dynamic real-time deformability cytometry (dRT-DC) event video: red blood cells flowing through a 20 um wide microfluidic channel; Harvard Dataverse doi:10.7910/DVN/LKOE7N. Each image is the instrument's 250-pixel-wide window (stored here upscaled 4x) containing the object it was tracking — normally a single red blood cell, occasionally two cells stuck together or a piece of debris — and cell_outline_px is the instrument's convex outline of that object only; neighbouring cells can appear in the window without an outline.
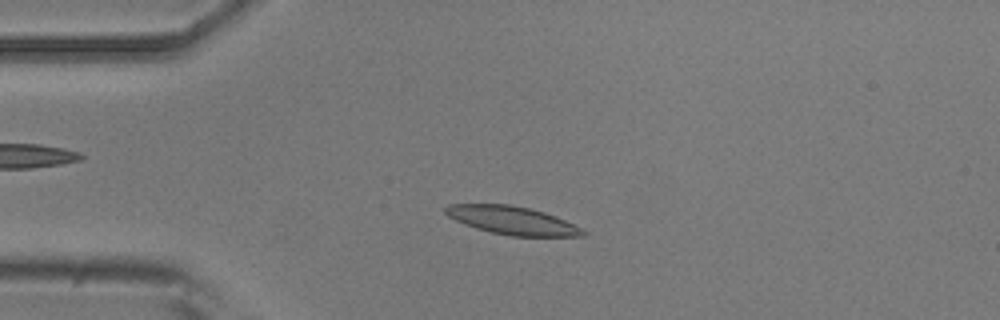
{"species": "common noctule bat (a hibernating species)", "species_latin": "Nyctalus noctula", "temperature_condition": "room temperature", "stored_images_in_passage": 53, "camera_frame_rate_fps": 3000, "um_per_image_px": 0.085, "animal": {"sex": "male", "body_mass_g": 20.5, "forearm_length_mm": 52.5}, "frame": {"image": 1, "passage_image": 12, "time_ms": 3.667, "image_size_px": [1000, 320], "cell_outline_px": [[588, 236], [512, 236], [492, 232], [476, 228], [464, 224], [448, 216], [444, 212], [444, 208], [448, 204], [512, 204], [544, 212], [556, 216], [588, 232]], "centroid_in_image_um": [43.54, 18.73], "position_along_channel_um": 41.5, "area_um2": 22.48}}
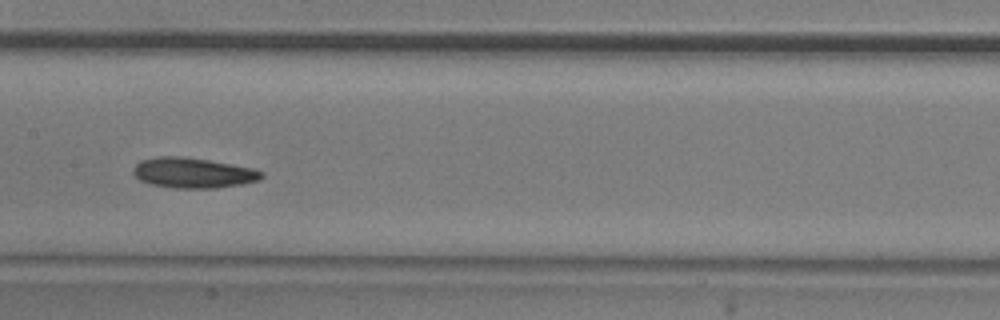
{"frame": {"image": 2, "passage_image": 26, "time_ms": 8.333, "image_size_px": [1000, 320], "cell_outline_px": [[264, 176], [260, 180], [244, 184], [216, 188], [172, 188], [148, 184], [140, 180], [132, 172], [132, 168], [140, 160], [156, 156], [184, 156], [232, 164], [252, 168], [264, 172]], "centroid_in_image_um": [16.4, 14.69], "position_along_channel_um": 191.0, "area_um2": 23.0}}
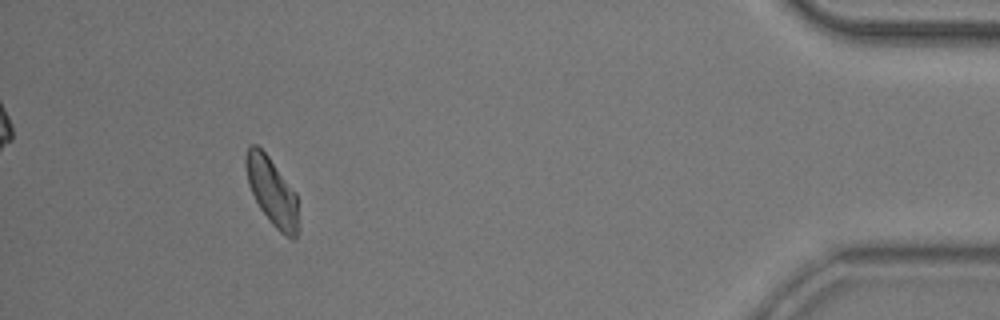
{"frame": {"image": 3, "passage_image": 49, "time_ms": 16.0, "image_size_px": [1000, 320], "cell_outline_px": [[300, 228], [296, 236], [292, 240], [280, 232], [272, 224], [260, 208], [248, 184], [244, 164], [244, 160], [248, 148], [252, 144], [256, 144], [268, 156], [296, 192]], "centroid_in_image_um": [23.14, 16.31], "position_along_channel_um": 412.1, "area_um2": 20.87}, "authors_computed_cell_mechanics": {"area_um2": 21.9062, "velocity_mm_per_s": 3.6883, "shape_relaxation_time_tau1_ms": 11.2482, "shape_relaxation_time_tau2_ms": 8.2126, "deformation_change_tau1": 0.1878, "deformation_change_tau2": 0.1545}}